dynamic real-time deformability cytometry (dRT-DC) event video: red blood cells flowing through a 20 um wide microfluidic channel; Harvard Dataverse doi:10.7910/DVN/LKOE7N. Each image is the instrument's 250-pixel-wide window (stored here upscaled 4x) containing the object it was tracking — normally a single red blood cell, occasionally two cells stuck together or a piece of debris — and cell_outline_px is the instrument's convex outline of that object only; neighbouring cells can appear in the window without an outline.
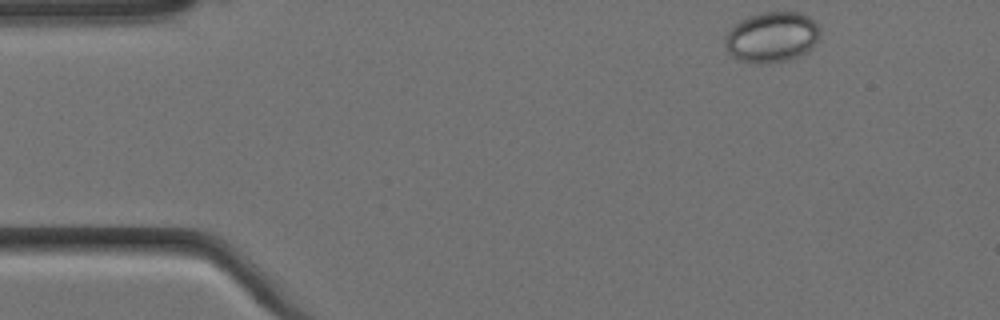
{"species": "Egyptian fruit bat (a non-hibernating species)", "species_latin": "Rousettus aegyptiacus", "temperature_condition": "cold", "stored_images_in_passage": 3, "camera_frame_rate_fps": 3000, "um_per_image_px": 0.085, "animal": {"sex": "female"}, "frame": {"image": 1, "passage_image": 1, "time_ms": 0.0, "image_size_px": [1000, 320], "cell_outline_px": [[820, 36], [816, 44], [808, 52], [800, 56], [788, 60], [768, 64], [756, 64], [740, 60], [732, 56], [728, 52], [724, 44], [724, 36], [740, 20], [748, 16], [760, 12], [800, 12], [816, 20], [820, 28]], "centroid_in_image_um": [65.64, 3.16], "position_along_channel_um": 19.4, "area_um2": 28.55}}